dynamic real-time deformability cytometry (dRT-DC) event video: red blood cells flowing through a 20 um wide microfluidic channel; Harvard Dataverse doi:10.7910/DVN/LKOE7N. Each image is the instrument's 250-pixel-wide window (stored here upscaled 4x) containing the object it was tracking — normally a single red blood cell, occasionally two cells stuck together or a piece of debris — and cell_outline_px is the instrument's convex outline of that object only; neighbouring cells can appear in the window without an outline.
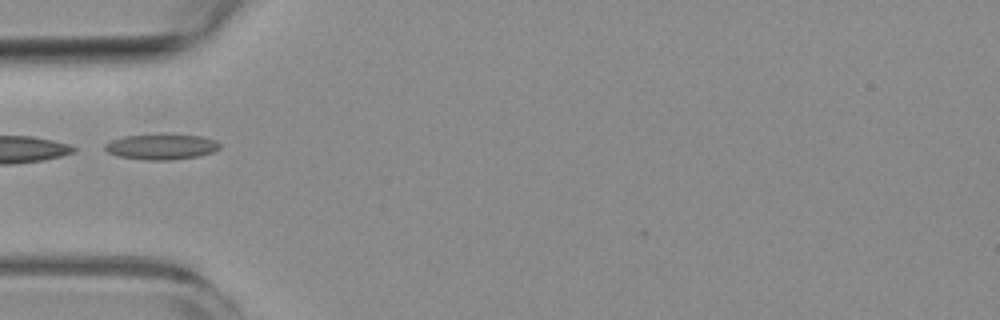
{"species": "common noctule bat (a hibernating species)", "species_latin": "Nyctalus noctula", "temperature_condition": "room temperature", "stored_images_in_passage": 5, "segment_of_instrument_passage": [2, 2], "camera_frame_rate_fps": 3000, "um_per_image_px": 0.085, "animal": {"sex": "female", "body_mass_g": 19.3, "forearm_length_mm": 54.1}, "frame": {"image": 1, "passage_image": 5, "time_ms": 4.333, "image_size_px": [1000, 320], "cell_outline_px": [[220, 148], [212, 152], [196, 156], [172, 160], [144, 160], [120, 156], [108, 152], [104, 148], [104, 144], [112, 140], [124, 136], [160, 132], [172, 132], [200, 136], [216, 140], [220, 144]], "centroid_in_image_um": [13.73, 12.42], "position_along_channel_um": 71.3, "area_um2": 17.69}}